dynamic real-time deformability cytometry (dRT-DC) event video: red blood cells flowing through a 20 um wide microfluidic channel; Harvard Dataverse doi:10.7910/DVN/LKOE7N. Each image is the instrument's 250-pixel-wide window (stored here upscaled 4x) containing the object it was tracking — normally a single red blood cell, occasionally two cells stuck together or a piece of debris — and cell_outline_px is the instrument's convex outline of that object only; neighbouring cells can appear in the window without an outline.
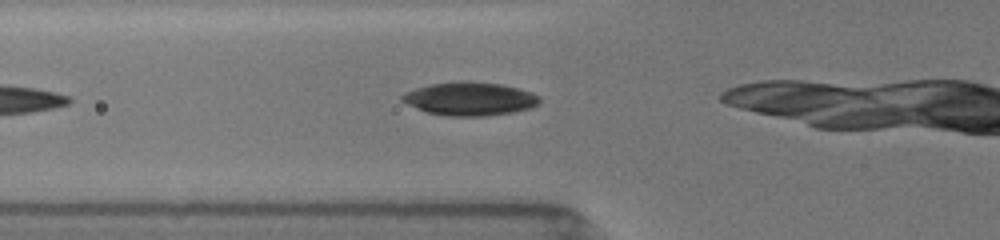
{"species": "common noctule bat (a hibernating species)", "species_latin": "Nyctalus noctula", "temperature_condition": "room temperature", "stored_images_in_passage": 7, "camera_frame_rate_fps": 3000, "um_per_image_px": 0.085, "animal": {"sex": "female", "body_mass_g": 19.5, "forearm_length_mm": 54.1}, "frame": {"image": 1, "passage_image": 3, "time_ms": 0.667, "image_size_px": [1000, 240], "cell_outline_px": [[540, 104], [532, 108], [512, 112], [488, 116], [448, 116], [428, 112], [416, 108], [400, 100], [400, 96], [404, 92], [416, 88], [432, 84], [460, 80], [472, 80], [500, 84], [532, 92], [540, 96]], "centroid_in_image_um": [39.95, 8.39], "position_along_channel_um": 85.9, "area_um2": 26.99}}
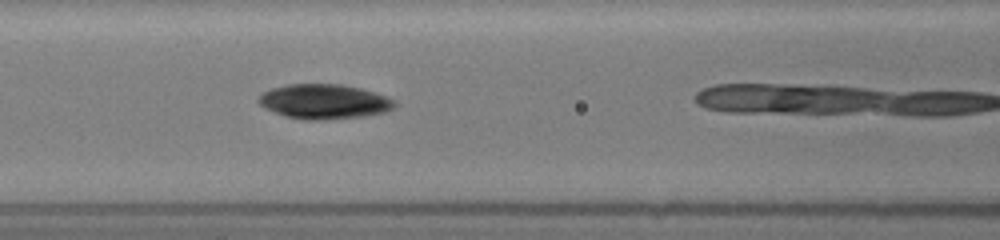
{"frame": {"image": 2, "passage_image": 6, "time_ms": 2.0, "image_size_px": [1000, 240], "cell_outline_px": [[396, 104], [392, 108], [384, 112], [364, 116], [316, 120], [308, 120], [284, 116], [264, 108], [256, 100], [264, 92], [272, 88], [288, 84], [340, 84], [360, 88], [396, 100]], "centroid_in_image_um": [27.52, 8.63], "position_along_channel_um": 139.1, "area_um2": 27.28}}